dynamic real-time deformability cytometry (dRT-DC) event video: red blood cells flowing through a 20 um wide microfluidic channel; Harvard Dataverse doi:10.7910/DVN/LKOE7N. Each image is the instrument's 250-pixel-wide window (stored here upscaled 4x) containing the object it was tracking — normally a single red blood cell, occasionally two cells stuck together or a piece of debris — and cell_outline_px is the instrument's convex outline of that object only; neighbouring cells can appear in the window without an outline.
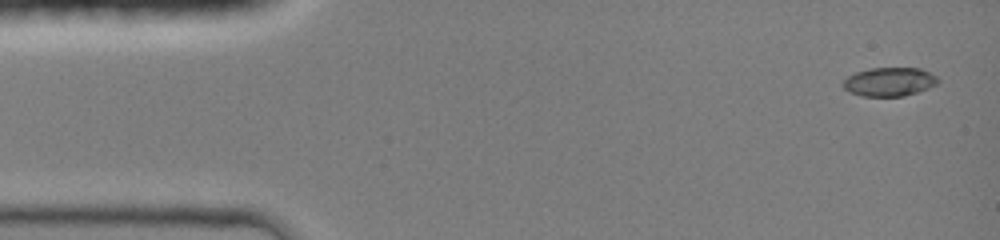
{"species": "common noctule bat (a hibernating species)", "species_latin": "Nyctalus noctula", "temperature_condition": "room temperature", "stored_images_in_passage": 5, "camera_frame_rate_fps": 3000, "um_per_image_px": 0.085, "animal": {"sex": "female", "body_mass_g": 19.0, "forearm_length_mm": 51.5}, "frame": {"image": 1, "passage_image": 1, "time_ms": 0.0, "image_size_px": [1000, 240], "cell_outline_px": [[940, 80], [936, 84], [928, 88], [904, 96], [860, 96], [848, 92], [840, 84], [848, 76], [856, 72], [872, 68], [920, 68], [936, 76]], "centroid_in_image_um": [75.56, 6.96], "position_along_channel_um": 9.4, "area_um2": 15.9}}
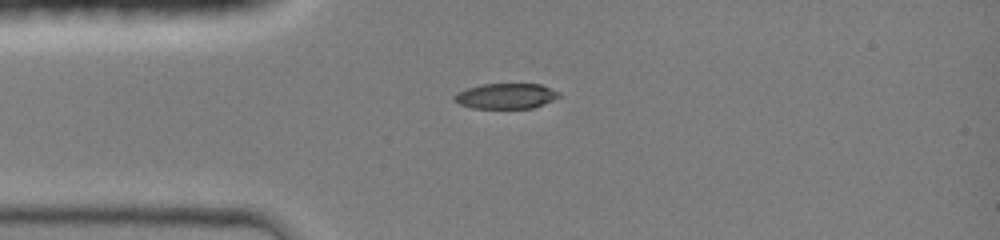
{"frame": {"image": 2, "passage_image": 5, "time_ms": 3.0, "image_size_px": [1000, 240], "cell_outline_px": [[560, 96], [544, 104], [532, 108], [472, 108], [460, 104], [452, 100], [452, 96], [456, 92], [480, 84], [540, 84], [560, 92]], "centroid_in_image_um": [42.97, 8.16], "position_along_channel_um": 42.0, "area_um2": 15.55}}